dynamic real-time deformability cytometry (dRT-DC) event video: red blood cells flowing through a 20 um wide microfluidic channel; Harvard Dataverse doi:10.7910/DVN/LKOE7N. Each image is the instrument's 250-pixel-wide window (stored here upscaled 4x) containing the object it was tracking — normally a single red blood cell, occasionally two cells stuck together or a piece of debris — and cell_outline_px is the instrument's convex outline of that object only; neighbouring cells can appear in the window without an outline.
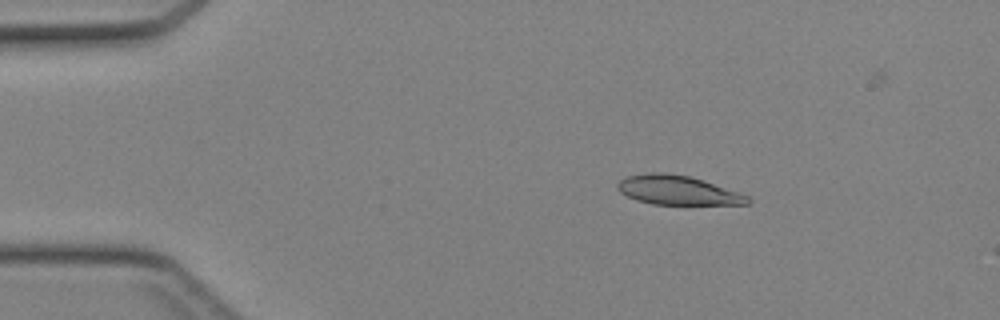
{"species": "Egyptian fruit bat (a non-hibernating species)", "species_latin": "Rousettus aegyptiacus", "temperature_condition": "cold", "stored_images_in_passage": 43, "camera_frame_rate_fps": 3000, "um_per_image_px": 0.085, "animal": {"sex": "female"}, "frame": {"image": 1, "passage_image": 7, "time_ms": 2.0, "image_size_px": [1000, 320], "cell_outline_px": [[752, 200], [748, 204], [652, 204], [636, 200], [620, 192], [616, 188], [616, 184], [620, 180], [628, 176], [648, 172], [668, 172], [688, 176], [748, 196]], "centroid_in_image_um": [57.52, 16.16], "position_along_channel_um": 27.5, "area_um2": 21.79}}
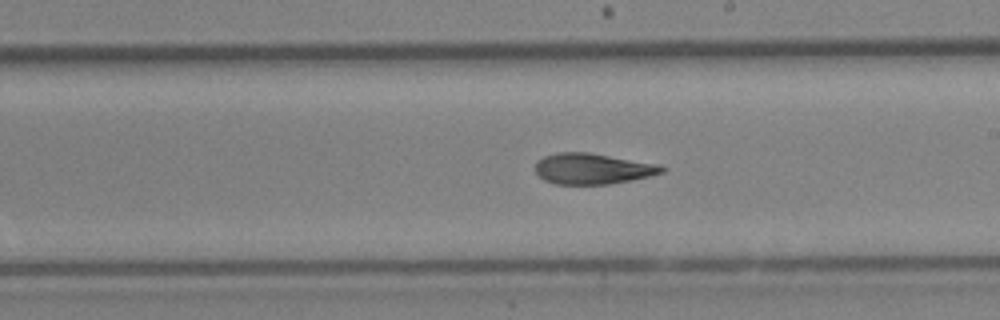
{"frame": {"image": 2, "passage_image": 25, "time_ms": 8.0, "image_size_px": [1000, 320], "cell_outline_px": [[668, 168], [664, 172], [652, 176], [632, 180], [608, 184], [556, 184], [544, 180], [536, 172], [536, 160], [544, 156], [560, 152], [588, 152], [660, 164]], "centroid_in_image_um": [50.42, 14.34], "position_along_channel_um": 238.6, "area_um2": 22.89}}
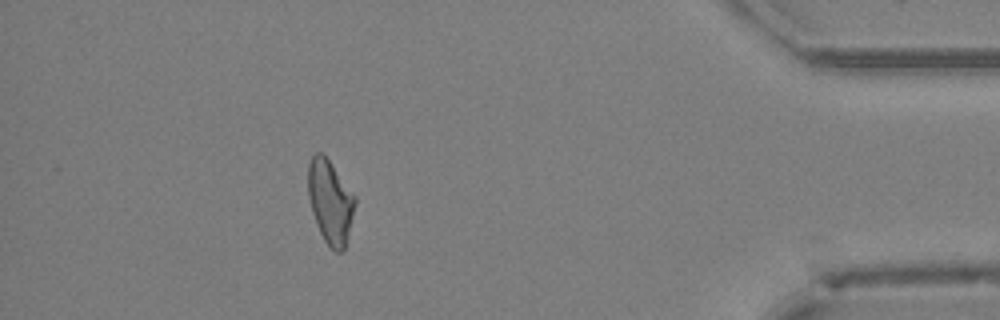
{"frame": {"image": 3, "passage_image": 39, "time_ms": 12.667, "image_size_px": [1000, 320], "cell_outline_px": [[356, 204], [344, 248], [340, 252], [336, 252], [324, 240], [320, 232], [312, 212], [308, 196], [308, 164], [312, 156], [316, 152], [320, 152], [328, 160], [356, 196]], "centroid_in_image_um": [28.07, 17.13], "position_along_channel_um": 407.1, "area_um2": 22.48}}